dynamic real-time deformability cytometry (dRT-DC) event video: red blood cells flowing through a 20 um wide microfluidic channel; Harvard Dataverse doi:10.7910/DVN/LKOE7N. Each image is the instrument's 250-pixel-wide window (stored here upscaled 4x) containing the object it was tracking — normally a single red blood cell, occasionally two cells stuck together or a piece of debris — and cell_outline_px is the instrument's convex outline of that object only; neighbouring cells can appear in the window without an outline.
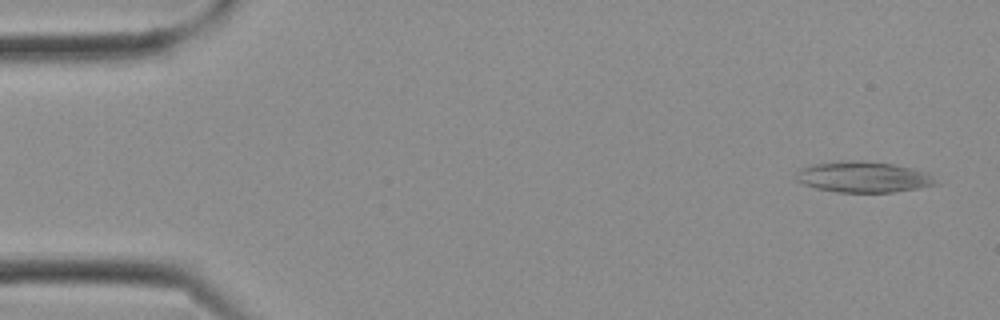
{"species": "Egyptian fruit bat (a non-hibernating species)", "species_latin": "Rousettus aegyptiacus", "temperature_condition": "cold", "stored_images_in_passage": 9, "camera_frame_rate_fps": 3000, "um_per_image_px": 0.085, "frame": {"image": 1, "passage_image": 1, "time_ms": 0.0, "image_size_px": [1000, 320], "cell_outline_px": [[940, 184], [920, 188], [892, 192], [836, 192], [816, 188], [804, 184], [796, 180], [796, 172], [800, 168], [808, 164], [840, 160], [864, 160], [892, 164], [912, 168], [928, 172]], "centroid_in_image_um": [73.37, 15.03], "position_along_channel_um": 11.6, "area_um2": 25.55}}
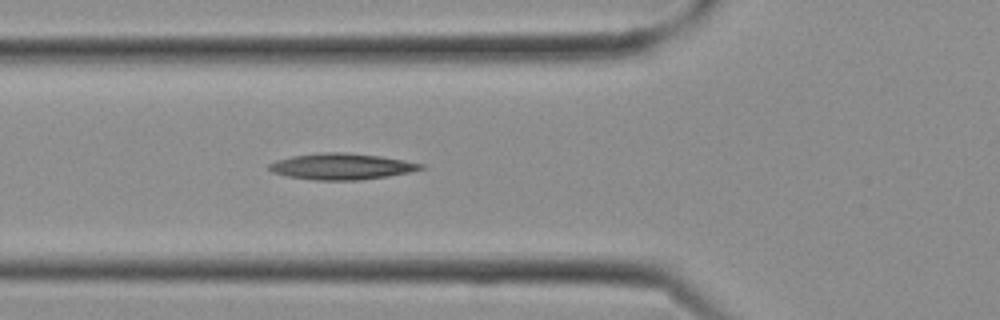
{"frame": {"image": 2, "passage_image": 9, "time_ms": 2.667, "image_size_px": [1000, 320], "cell_outline_px": [[424, 168], [408, 172], [388, 176], [360, 180], [316, 180], [288, 176], [272, 172], [268, 168], [268, 164], [276, 160], [292, 156], [324, 152], [344, 152], [380, 156], [404, 160], [424, 164]], "centroid_in_image_um": [29.02, 14.14], "position_along_channel_um": 96.8, "area_um2": 23.0}}